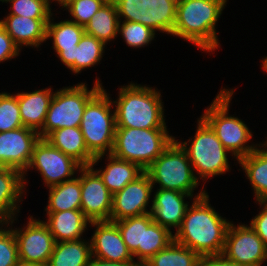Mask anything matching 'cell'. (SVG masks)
<instances>
[{"label": "cell", "instance_id": "cell-43", "mask_svg": "<svg viewBox=\"0 0 267 266\" xmlns=\"http://www.w3.org/2000/svg\"><path fill=\"white\" fill-rule=\"evenodd\" d=\"M14 266H39V265L30 264V263L23 262V261L19 260Z\"/></svg>", "mask_w": 267, "mask_h": 266}, {"label": "cell", "instance_id": "cell-23", "mask_svg": "<svg viewBox=\"0 0 267 266\" xmlns=\"http://www.w3.org/2000/svg\"><path fill=\"white\" fill-rule=\"evenodd\" d=\"M106 155L96 156L90 166L94 167L104 156L107 157L106 159L109 162L105 166V169H96L95 171L102 178L106 188L112 194L121 191L128 183L134 181L144 172L136 163L117 158L111 153Z\"/></svg>", "mask_w": 267, "mask_h": 266}, {"label": "cell", "instance_id": "cell-39", "mask_svg": "<svg viewBox=\"0 0 267 266\" xmlns=\"http://www.w3.org/2000/svg\"><path fill=\"white\" fill-rule=\"evenodd\" d=\"M20 51L11 36L0 24V63L17 57L20 55Z\"/></svg>", "mask_w": 267, "mask_h": 266}, {"label": "cell", "instance_id": "cell-5", "mask_svg": "<svg viewBox=\"0 0 267 266\" xmlns=\"http://www.w3.org/2000/svg\"><path fill=\"white\" fill-rule=\"evenodd\" d=\"M174 140L167 129L116 128L111 154L145 170Z\"/></svg>", "mask_w": 267, "mask_h": 266}, {"label": "cell", "instance_id": "cell-46", "mask_svg": "<svg viewBox=\"0 0 267 266\" xmlns=\"http://www.w3.org/2000/svg\"><path fill=\"white\" fill-rule=\"evenodd\" d=\"M68 0H60V6H63Z\"/></svg>", "mask_w": 267, "mask_h": 266}, {"label": "cell", "instance_id": "cell-12", "mask_svg": "<svg viewBox=\"0 0 267 266\" xmlns=\"http://www.w3.org/2000/svg\"><path fill=\"white\" fill-rule=\"evenodd\" d=\"M222 254L244 266H261L267 261V246L249 225L230 223Z\"/></svg>", "mask_w": 267, "mask_h": 266}, {"label": "cell", "instance_id": "cell-8", "mask_svg": "<svg viewBox=\"0 0 267 266\" xmlns=\"http://www.w3.org/2000/svg\"><path fill=\"white\" fill-rule=\"evenodd\" d=\"M95 80L91 90L82 82L54 92L43 128L39 132L40 138H45L50 132L60 128L80 127L88 101L103 86L101 81L97 78Z\"/></svg>", "mask_w": 267, "mask_h": 266}, {"label": "cell", "instance_id": "cell-22", "mask_svg": "<svg viewBox=\"0 0 267 266\" xmlns=\"http://www.w3.org/2000/svg\"><path fill=\"white\" fill-rule=\"evenodd\" d=\"M52 88L17 93L23 126L39 133L45 121L54 92Z\"/></svg>", "mask_w": 267, "mask_h": 266}, {"label": "cell", "instance_id": "cell-13", "mask_svg": "<svg viewBox=\"0 0 267 266\" xmlns=\"http://www.w3.org/2000/svg\"><path fill=\"white\" fill-rule=\"evenodd\" d=\"M28 220L23 228H13L19 260L47 266L55 245L54 237L42 220H36L33 216Z\"/></svg>", "mask_w": 267, "mask_h": 266}, {"label": "cell", "instance_id": "cell-20", "mask_svg": "<svg viewBox=\"0 0 267 266\" xmlns=\"http://www.w3.org/2000/svg\"><path fill=\"white\" fill-rule=\"evenodd\" d=\"M23 174L12 168L0 167V225L12 224L17 219L24 195ZM15 218V219H14Z\"/></svg>", "mask_w": 267, "mask_h": 266}, {"label": "cell", "instance_id": "cell-15", "mask_svg": "<svg viewBox=\"0 0 267 266\" xmlns=\"http://www.w3.org/2000/svg\"><path fill=\"white\" fill-rule=\"evenodd\" d=\"M40 135L36 131L20 127L0 132V167L12 168L23 174L26 182L27 167L30 163L35 144Z\"/></svg>", "mask_w": 267, "mask_h": 266}, {"label": "cell", "instance_id": "cell-7", "mask_svg": "<svg viewBox=\"0 0 267 266\" xmlns=\"http://www.w3.org/2000/svg\"><path fill=\"white\" fill-rule=\"evenodd\" d=\"M197 121L198 126L194 137L185 142L176 141L187 152L193 170L197 172L196 178L206 181L209 177L225 174L230 170L227 158L229 151L201 117ZM188 143L191 144L188 146Z\"/></svg>", "mask_w": 267, "mask_h": 266}, {"label": "cell", "instance_id": "cell-36", "mask_svg": "<svg viewBox=\"0 0 267 266\" xmlns=\"http://www.w3.org/2000/svg\"><path fill=\"white\" fill-rule=\"evenodd\" d=\"M11 4L8 15H19L29 18H50L53 13L51 4L46 0H4Z\"/></svg>", "mask_w": 267, "mask_h": 266}, {"label": "cell", "instance_id": "cell-30", "mask_svg": "<svg viewBox=\"0 0 267 266\" xmlns=\"http://www.w3.org/2000/svg\"><path fill=\"white\" fill-rule=\"evenodd\" d=\"M201 256L188 247L172 240L144 266H199Z\"/></svg>", "mask_w": 267, "mask_h": 266}, {"label": "cell", "instance_id": "cell-19", "mask_svg": "<svg viewBox=\"0 0 267 266\" xmlns=\"http://www.w3.org/2000/svg\"><path fill=\"white\" fill-rule=\"evenodd\" d=\"M49 19L8 15L0 20V24L21 50L23 46L38 48L41 43L47 41L46 32Z\"/></svg>", "mask_w": 267, "mask_h": 266}, {"label": "cell", "instance_id": "cell-38", "mask_svg": "<svg viewBox=\"0 0 267 266\" xmlns=\"http://www.w3.org/2000/svg\"><path fill=\"white\" fill-rule=\"evenodd\" d=\"M0 226V266H14L19 261V257L13 229L8 228L10 225L7 223Z\"/></svg>", "mask_w": 267, "mask_h": 266}, {"label": "cell", "instance_id": "cell-16", "mask_svg": "<svg viewBox=\"0 0 267 266\" xmlns=\"http://www.w3.org/2000/svg\"><path fill=\"white\" fill-rule=\"evenodd\" d=\"M152 189L153 184L144 171L121 191L113 194L110 221L115 222L151 213V210H147V207L153 192Z\"/></svg>", "mask_w": 267, "mask_h": 266}, {"label": "cell", "instance_id": "cell-41", "mask_svg": "<svg viewBox=\"0 0 267 266\" xmlns=\"http://www.w3.org/2000/svg\"><path fill=\"white\" fill-rule=\"evenodd\" d=\"M199 266H244L228 260L223 254L201 256Z\"/></svg>", "mask_w": 267, "mask_h": 266}, {"label": "cell", "instance_id": "cell-32", "mask_svg": "<svg viewBox=\"0 0 267 266\" xmlns=\"http://www.w3.org/2000/svg\"><path fill=\"white\" fill-rule=\"evenodd\" d=\"M105 44L96 37L84 33L73 52V73L93 67L102 60Z\"/></svg>", "mask_w": 267, "mask_h": 266}, {"label": "cell", "instance_id": "cell-24", "mask_svg": "<svg viewBox=\"0 0 267 266\" xmlns=\"http://www.w3.org/2000/svg\"><path fill=\"white\" fill-rule=\"evenodd\" d=\"M48 219L43 221L52 233L55 242L75 241L81 238L91 221L80 209L60 212H46Z\"/></svg>", "mask_w": 267, "mask_h": 266}, {"label": "cell", "instance_id": "cell-14", "mask_svg": "<svg viewBox=\"0 0 267 266\" xmlns=\"http://www.w3.org/2000/svg\"><path fill=\"white\" fill-rule=\"evenodd\" d=\"M81 207L83 214L92 221H110L113 194L91 166H83L79 172Z\"/></svg>", "mask_w": 267, "mask_h": 266}, {"label": "cell", "instance_id": "cell-45", "mask_svg": "<svg viewBox=\"0 0 267 266\" xmlns=\"http://www.w3.org/2000/svg\"><path fill=\"white\" fill-rule=\"evenodd\" d=\"M48 3H52L53 1L57 2V4H59L60 6V0H46ZM52 1V2H51Z\"/></svg>", "mask_w": 267, "mask_h": 266}, {"label": "cell", "instance_id": "cell-26", "mask_svg": "<svg viewBox=\"0 0 267 266\" xmlns=\"http://www.w3.org/2000/svg\"><path fill=\"white\" fill-rule=\"evenodd\" d=\"M260 146L263 149L259 148ZM237 163L241 165V169L249 179L256 201H267V145L259 144L254 151Z\"/></svg>", "mask_w": 267, "mask_h": 266}, {"label": "cell", "instance_id": "cell-31", "mask_svg": "<svg viewBox=\"0 0 267 266\" xmlns=\"http://www.w3.org/2000/svg\"><path fill=\"white\" fill-rule=\"evenodd\" d=\"M172 240V232L154 222L151 213L144 214L143 265Z\"/></svg>", "mask_w": 267, "mask_h": 266}, {"label": "cell", "instance_id": "cell-28", "mask_svg": "<svg viewBox=\"0 0 267 266\" xmlns=\"http://www.w3.org/2000/svg\"><path fill=\"white\" fill-rule=\"evenodd\" d=\"M119 17L113 0H107L85 25V33L105 45L118 35Z\"/></svg>", "mask_w": 267, "mask_h": 266}, {"label": "cell", "instance_id": "cell-6", "mask_svg": "<svg viewBox=\"0 0 267 266\" xmlns=\"http://www.w3.org/2000/svg\"><path fill=\"white\" fill-rule=\"evenodd\" d=\"M109 95L102 87L88 101L80 124L86 147L94 157L110 154L114 144L116 115Z\"/></svg>", "mask_w": 267, "mask_h": 266}, {"label": "cell", "instance_id": "cell-29", "mask_svg": "<svg viewBox=\"0 0 267 266\" xmlns=\"http://www.w3.org/2000/svg\"><path fill=\"white\" fill-rule=\"evenodd\" d=\"M49 188L48 204L46 212H60L80 209L81 186L78 177L62 182Z\"/></svg>", "mask_w": 267, "mask_h": 266}, {"label": "cell", "instance_id": "cell-33", "mask_svg": "<svg viewBox=\"0 0 267 266\" xmlns=\"http://www.w3.org/2000/svg\"><path fill=\"white\" fill-rule=\"evenodd\" d=\"M133 258H137V265H143L144 215L129 217L115 221Z\"/></svg>", "mask_w": 267, "mask_h": 266}, {"label": "cell", "instance_id": "cell-1", "mask_svg": "<svg viewBox=\"0 0 267 266\" xmlns=\"http://www.w3.org/2000/svg\"><path fill=\"white\" fill-rule=\"evenodd\" d=\"M186 210L174 240L200 256L222 254L231 222L220 216L209 204V195L202 188Z\"/></svg>", "mask_w": 267, "mask_h": 266}, {"label": "cell", "instance_id": "cell-27", "mask_svg": "<svg viewBox=\"0 0 267 266\" xmlns=\"http://www.w3.org/2000/svg\"><path fill=\"white\" fill-rule=\"evenodd\" d=\"M91 258L90 241L80 239L55 242L47 266H88Z\"/></svg>", "mask_w": 267, "mask_h": 266}, {"label": "cell", "instance_id": "cell-17", "mask_svg": "<svg viewBox=\"0 0 267 266\" xmlns=\"http://www.w3.org/2000/svg\"><path fill=\"white\" fill-rule=\"evenodd\" d=\"M95 228L91 236L92 257L112 262H136L112 221H92Z\"/></svg>", "mask_w": 267, "mask_h": 266}, {"label": "cell", "instance_id": "cell-42", "mask_svg": "<svg viewBox=\"0 0 267 266\" xmlns=\"http://www.w3.org/2000/svg\"><path fill=\"white\" fill-rule=\"evenodd\" d=\"M88 266H138L136 262H112L92 257Z\"/></svg>", "mask_w": 267, "mask_h": 266}, {"label": "cell", "instance_id": "cell-25", "mask_svg": "<svg viewBox=\"0 0 267 266\" xmlns=\"http://www.w3.org/2000/svg\"><path fill=\"white\" fill-rule=\"evenodd\" d=\"M45 139L53 147L71 156L82 166H90L95 158L86 147L80 127H66L54 130Z\"/></svg>", "mask_w": 267, "mask_h": 266}, {"label": "cell", "instance_id": "cell-35", "mask_svg": "<svg viewBox=\"0 0 267 266\" xmlns=\"http://www.w3.org/2000/svg\"><path fill=\"white\" fill-rule=\"evenodd\" d=\"M23 127L21 121L17 93H0V132Z\"/></svg>", "mask_w": 267, "mask_h": 266}, {"label": "cell", "instance_id": "cell-21", "mask_svg": "<svg viewBox=\"0 0 267 266\" xmlns=\"http://www.w3.org/2000/svg\"><path fill=\"white\" fill-rule=\"evenodd\" d=\"M84 27L71 20H64L58 23L49 19L47 23V40L53 41V49L61 62L73 73V52L84 35Z\"/></svg>", "mask_w": 267, "mask_h": 266}, {"label": "cell", "instance_id": "cell-34", "mask_svg": "<svg viewBox=\"0 0 267 266\" xmlns=\"http://www.w3.org/2000/svg\"><path fill=\"white\" fill-rule=\"evenodd\" d=\"M118 34L122 35L128 46L140 48L149 45L156 33L141 23L121 20L118 24Z\"/></svg>", "mask_w": 267, "mask_h": 266}, {"label": "cell", "instance_id": "cell-37", "mask_svg": "<svg viewBox=\"0 0 267 266\" xmlns=\"http://www.w3.org/2000/svg\"><path fill=\"white\" fill-rule=\"evenodd\" d=\"M107 0H68L63 6L70 13L71 21L85 27L92 16Z\"/></svg>", "mask_w": 267, "mask_h": 266}, {"label": "cell", "instance_id": "cell-11", "mask_svg": "<svg viewBox=\"0 0 267 266\" xmlns=\"http://www.w3.org/2000/svg\"><path fill=\"white\" fill-rule=\"evenodd\" d=\"M82 167L74 158L53 147L45 138H40L34 146L27 170L35 168L44 184L51 187L72 180Z\"/></svg>", "mask_w": 267, "mask_h": 266}, {"label": "cell", "instance_id": "cell-4", "mask_svg": "<svg viewBox=\"0 0 267 266\" xmlns=\"http://www.w3.org/2000/svg\"><path fill=\"white\" fill-rule=\"evenodd\" d=\"M233 93L234 89L222 88L200 117L211 127L222 145L238 162L259 145L253 143L249 145L253 137L252 132L241 119L229 114Z\"/></svg>", "mask_w": 267, "mask_h": 266}, {"label": "cell", "instance_id": "cell-2", "mask_svg": "<svg viewBox=\"0 0 267 266\" xmlns=\"http://www.w3.org/2000/svg\"><path fill=\"white\" fill-rule=\"evenodd\" d=\"M226 4L227 0H178L172 35L201 51L216 50L220 43L215 27Z\"/></svg>", "mask_w": 267, "mask_h": 266}, {"label": "cell", "instance_id": "cell-3", "mask_svg": "<svg viewBox=\"0 0 267 266\" xmlns=\"http://www.w3.org/2000/svg\"><path fill=\"white\" fill-rule=\"evenodd\" d=\"M118 94L119 98L112 101L116 128L167 129L159 90L131 82Z\"/></svg>", "mask_w": 267, "mask_h": 266}, {"label": "cell", "instance_id": "cell-44", "mask_svg": "<svg viewBox=\"0 0 267 266\" xmlns=\"http://www.w3.org/2000/svg\"><path fill=\"white\" fill-rule=\"evenodd\" d=\"M262 69H264V71H266V73H267V56L265 58H263Z\"/></svg>", "mask_w": 267, "mask_h": 266}, {"label": "cell", "instance_id": "cell-18", "mask_svg": "<svg viewBox=\"0 0 267 266\" xmlns=\"http://www.w3.org/2000/svg\"><path fill=\"white\" fill-rule=\"evenodd\" d=\"M154 193L150 207L153 221L167 228L170 232H172L171 228L173 227L177 231L189 207V202L185 201V198H193V196L180 191L161 188H157Z\"/></svg>", "mask_w": 267, "mask_h": 266}, {"label": "cell", "instance_id": "cell-40", "mask_svg": "<svg viewBox=\"0 0 267 266\" xmlns=\"http://www.w3.org/2000/svg\"><path fill=\"white\" fill-rule=\"evenodd\" d=\"M256 202L259 203L262 209L253 219H251L250 226L267 246V201Z\"/></svg>", "mask_w": 267, "mask_h": 266}, {"label": "cell", "instance_id": "cell-10", "mask_svg": "<svg viewBox=\"0 0 267 266\" xmlns=\"http://www.w3.org/2000/svg\"><path fill=\"white\" fill-rule=\"evenodd\" d=\"M119 21L141 23L153 31L173 34L178 0H113ZM125 19V20H124Z\"/></svg>", "mask_w": 267, "mask_h": 266}, {"label": "cell", "instance_id": "cell-9", "mask_svg": "<svg viewBox=\"0 0 267 266\" xmlns=\"http://www.w3.org/2000/svg\"><path fill=\"white\" fill-rule=\"evenodd\" d=\"M144 171L153 187L158 183L161 189L180 191L192 196L200 182L196 178L187 152L176 139Z\"/></svg>", "mask_w": 267, "mask_h": 266}]
</instances>
